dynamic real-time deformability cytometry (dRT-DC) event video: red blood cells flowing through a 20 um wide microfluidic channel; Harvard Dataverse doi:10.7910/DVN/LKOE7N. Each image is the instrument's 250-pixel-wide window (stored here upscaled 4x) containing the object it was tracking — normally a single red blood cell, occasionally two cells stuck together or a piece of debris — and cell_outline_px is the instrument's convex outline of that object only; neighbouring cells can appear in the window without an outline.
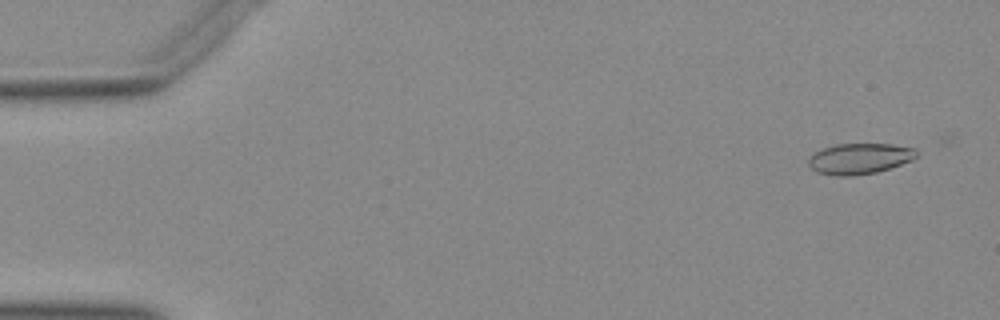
{"species": "Egyptian fruit bat (a non-hibernating species)", "species_latin": "Rousettus aegyptiacus", "temperature_condition": "warm", "stored_images_in_passage": 52, "camera_frame_rate_fps": 3000, "um_per_image_px": 0.085, "animal": {"sex": "female"}, "frame": {"image": 1, "passage_image": 3, "time_ms": 0.667, "image_size_px": [1000, 320], "cell_outline_px": [[916, 156], [912, 160], [876, 172], [852, 176], [840, 176], [816, 172], [808, 164], [808, 160], [816, 152], [824, 148], [836, 144], [892, 144], [916, 148]], "centroid_in_image_um": [73.07, 13.48], "position_along_channel_um": 11.9, "area_um2": 19.13}}
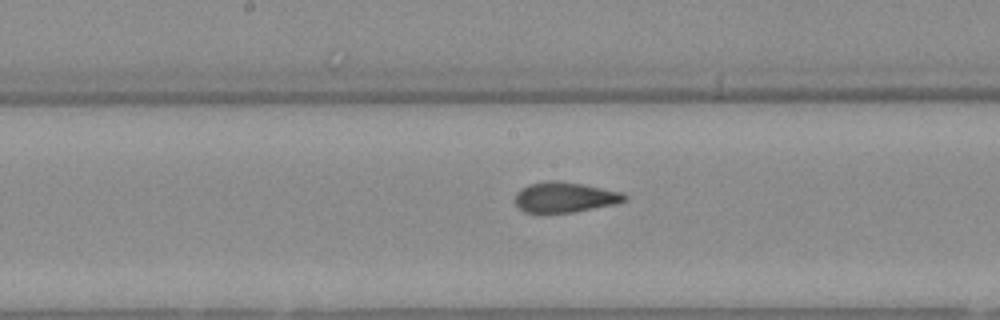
{"frame": {"image": 2, "passage_image": 27, "time_ms": 8.667, "image_size_px": [1000, 320], "cell_outline_px": [[628, 200], [616, 204], [572, 212], [524, 212], [516, 204], [516, 192], [520, 188], [528, 184], [556, 180], [584, 184], [620, 192], [628, 196]], "centroid_in_image_um": [48.03, 16.76], "position_along_channel_um": 200.2, "area_um2": 19.19}}
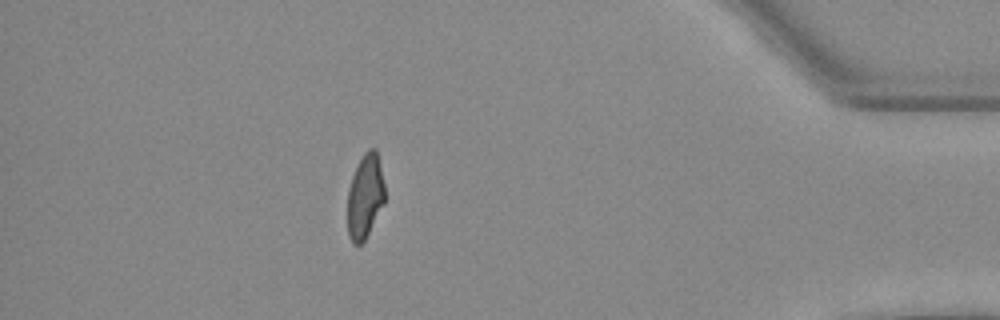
{"frame": {"image": 3, "passage_image": 46, "time_ms": 15.0, "image_size_px": [1000, 320], "cell_outline_px": [[384, 204], [364, 240], [360, 244], [352, 244], [348, 236], [348, 188], [352, 176], [364, 152], [368, 148], [376, 148], [384, 184]], "centroid_in_image_um": [31.02, 16.69], "position_along_channel_um": 404.2, "area_um2": 18.15}}